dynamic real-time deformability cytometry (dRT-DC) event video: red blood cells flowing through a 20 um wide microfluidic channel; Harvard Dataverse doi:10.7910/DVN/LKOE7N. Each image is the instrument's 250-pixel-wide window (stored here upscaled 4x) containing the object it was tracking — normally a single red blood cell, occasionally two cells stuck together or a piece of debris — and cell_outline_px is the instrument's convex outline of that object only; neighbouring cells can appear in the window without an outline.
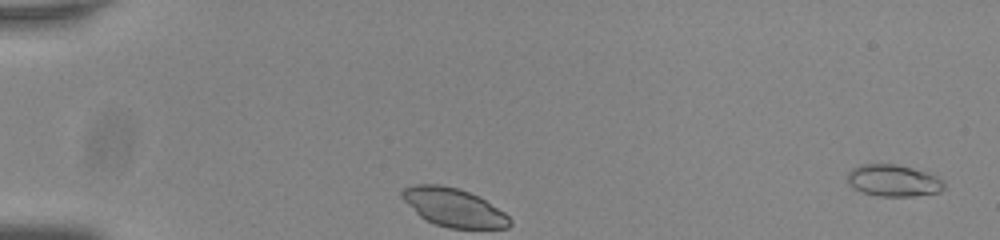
{"species": "common noctule bat (a hibernating species)", "species_latin": "Nyctalus noctula", "temperature_condition": "room temperature", "stored_images_in_passage": 5, "camera_frame_rate_fps": 3000, "um_per_image_px": 0.085, "animal": {"sex": "male", "body_mass_g": 20.0, "forearm_length_mm": 53.3}, "frame": {"image": 1, "passage_image": 2, "time_ms": 0.333, "image_size_px": [1000, 240], "cell_outline_px": [[944, 188], [940, 192], [912, 196], [880, 196], [864, 192], [848, 184], [848, 172], [852, 168], [860, 164], [896, 164], [912, 168], [936, 176], [944, 184]], "centroid_in_image_um": [75.92, 15.34], "position_along_channel_um": 9.1, "area_um2": 17.63}}